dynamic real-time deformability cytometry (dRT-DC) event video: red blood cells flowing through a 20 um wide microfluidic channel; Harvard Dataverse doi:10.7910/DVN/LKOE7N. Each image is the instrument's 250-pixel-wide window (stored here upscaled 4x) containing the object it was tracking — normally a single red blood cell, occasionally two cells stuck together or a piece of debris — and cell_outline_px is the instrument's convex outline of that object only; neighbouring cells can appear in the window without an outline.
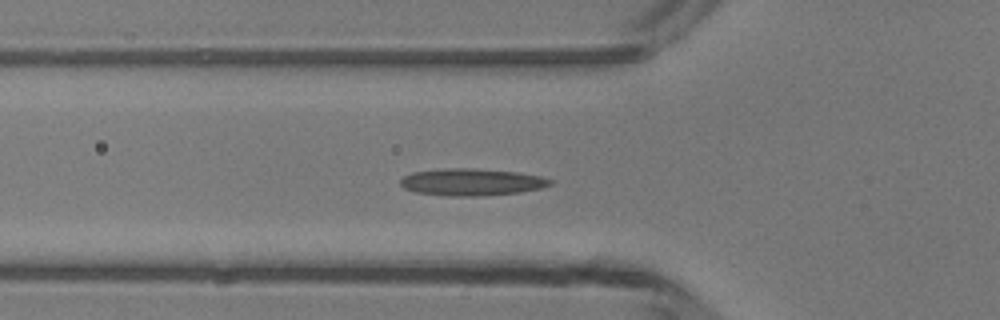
{"species": "common noctule bat (a hibernating species)", "species_latin": "Nyctalus noctula", "temperature_condition": "room temperature", "stored_images_in_passage": 32, "camera_frame_rate_fps": 3000, "um_per_image_px": 0.085, "animal": {"sex": "male", "body_mass_g": 13.3}, "frame": {"image": 1, "passage_image": 5, "time_ms": 1.333, "image_size_px": [1000, 320], "cell_outline_px": [[552, 184], [540, 188], [520, 192], [480, 196], [448, 196], [416, 192], [404, 188], [400, 184], [400, 180], [404, 176], [412, 172], [448, 168], [472, 168], [516, 172], [540, 176], [552, 180]], "centroid_in_image_um": [40.07, 15.48], "position_along_channel_um": 85.7, "area_um2": 23.47}}
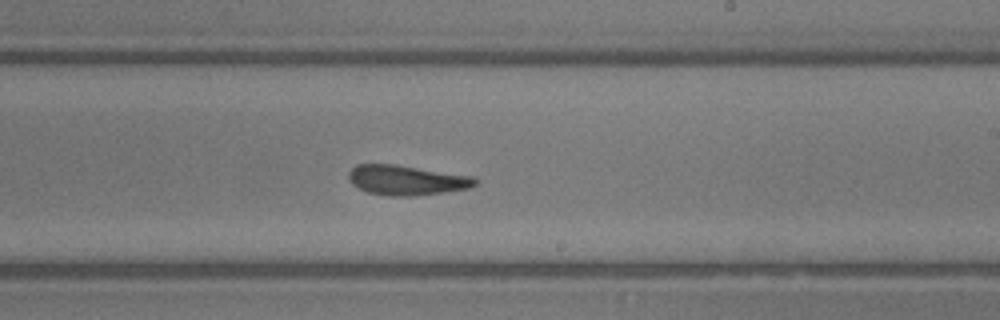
{"frame": {"image": 2, "passage_image": 17, "time_ms": 5.333, "image_size_px": [1000, 320], "cell_outline_px": [[480, 180], [476, 184], [468, 188], [444, 192], [416, 196], [388, 196], [368, 192], [352, 184], [348, 180], [348, 172], [356, 164], [396, 164], [472, 176]], "centroid_in_image_um": [34.55, 15.31], "position_along_channel_um": 254.5, "area_um2": 22.14}}
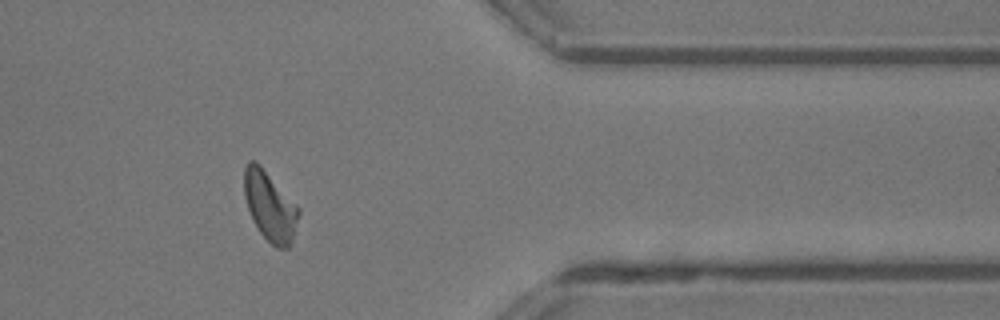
{"frame": {"image": 3, "passage_image": 28, "time_ms": 9.0, "image_size_px": [1000, 320], "cell_outline_px": [[300, 212], [292, 240], [288, 248], [276, 248], [260, 232], [252, 220], [244, 196], [244, 168], [248, 160], [256, 160], [260, 164], [300, 208]], "centroid_in_image_um": [22.93, 17.5], "position_along_channel_um": 388.5, "area_um2": 22.02}, "authors_computed_cell_mechanics": {"area_um2": 21.9062, "velocity_mm_per_s": 4.2044, "shape_relaxation_time_tau1_ms": null, "shape_relaxation_time_tau2_ms": 4.0385, "deformation_change_tau1": null, "deformation_change_tau2": 0.1392}}